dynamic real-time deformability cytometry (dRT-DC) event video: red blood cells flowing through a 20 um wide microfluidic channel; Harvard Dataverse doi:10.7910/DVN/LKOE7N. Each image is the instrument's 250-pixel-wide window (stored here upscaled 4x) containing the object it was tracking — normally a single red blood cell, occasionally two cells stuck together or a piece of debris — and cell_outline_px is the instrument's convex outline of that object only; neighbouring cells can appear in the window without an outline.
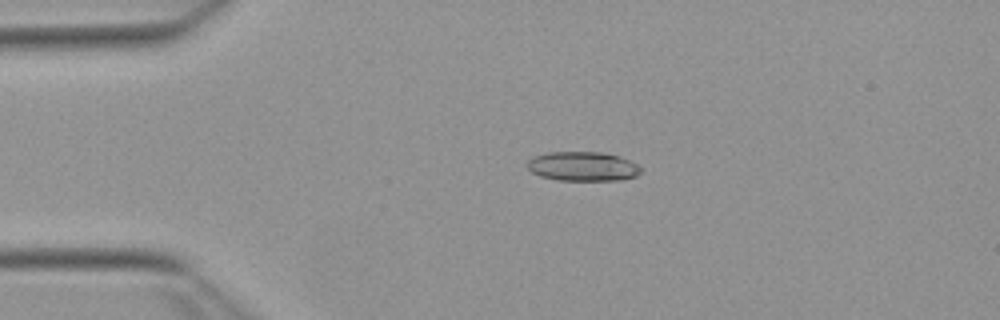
{"species": "Egyptian fruit bat (a non-hibernating species)", "species_latin": "Rousettus aegyptiacus", "temperature_condition": "warm", "stored_images_in_passage": 53, "camera_frame_rate_fps": 3000, "um_per_image_px": 0.085, "animal": {"sex": "female"}, "frame": {"image": 1, "passage_image": 12, "time_ms": 3.667, "image_size_px": [1000, 320], "cell_outline_px": [[640, 172], [636, 176], [620, 180], [560, 180], [540, 176], [532, 172], [528, 168], [528, 160], [532, 156], [548, 152], [600, 152], [620, 156], [636, 164], [640, 168]], "centroid_in_image_um": [49.51, 14.13], "position_along_channel_um": 35.5, "area_um2": 19.31}}
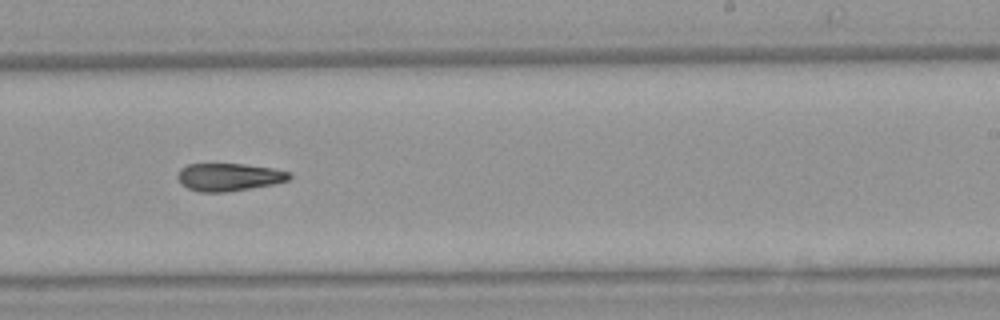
{"frame": {"image": 2, "passage_image": 33, "time_ms": 10.667, "image_size_px": [1000, 320], "cell_outline_px": [[292, 176], [288, 180], [272, 184], [224, 192], [200, 192], [188, 188], [180, 184], [176, 176], [180, 168], [188, 164], [244, 164], [272, 168], [288, 172]], "centroid_in_image_um": [19.4, 15.04], "position_along_channel_um": 269.6, "area_um2": 17.92}}
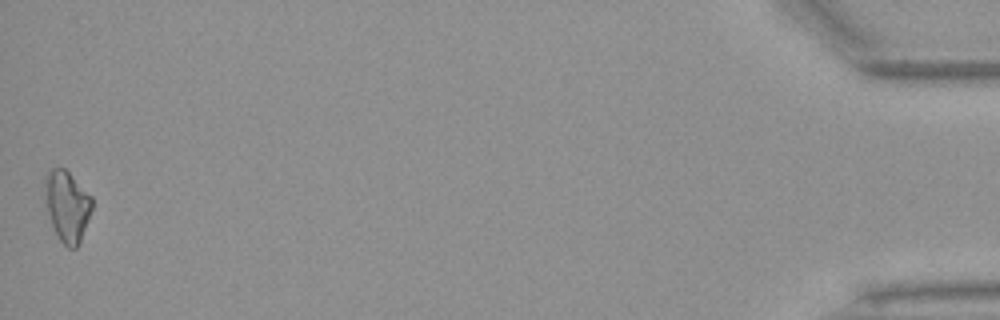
{"frame": {"image": 3, "passage_image": 53, "time_ms": 17.333, "image_size_px": [1000, 320], "cell_outline_px": [[92, 208], [80, 240], [76, 248], [68, 248], [60, 240], [52, 224], [48, 212], [44, 192], [44, 176], [52, 168], [64, 168], [92, 196]], "centroid_in_image_um": [5.69, 17.48], "position_along_channel_um": 429.5, "area_um2": 19.13}}